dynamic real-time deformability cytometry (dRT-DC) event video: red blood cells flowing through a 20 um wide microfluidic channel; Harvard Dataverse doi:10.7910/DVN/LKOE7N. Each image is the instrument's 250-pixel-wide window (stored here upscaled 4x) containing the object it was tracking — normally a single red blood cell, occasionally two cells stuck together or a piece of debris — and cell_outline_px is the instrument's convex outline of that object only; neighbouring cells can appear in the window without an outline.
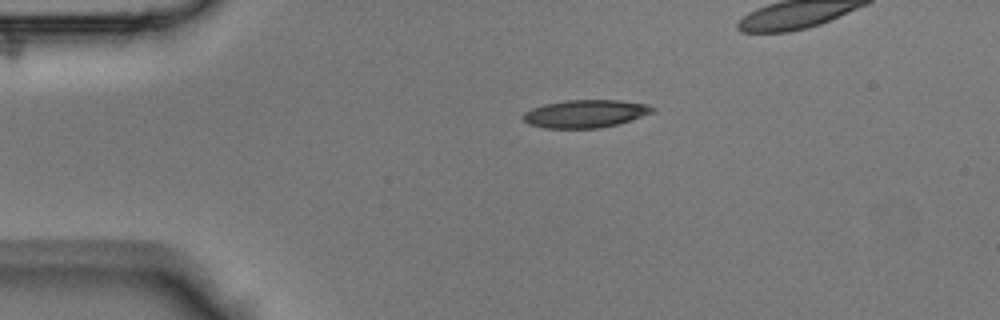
{"species": "Egyptian fruit bat (a non-hibernating species)", "species_latin": "Rousettus aegyptiacus", "temperature_condition": "room temperature", "stored_images_in_passage": 30, "camera_frame_rate_fps": 3000, "um_per_image_px": 0.085, "animal": {"sex": "male"}, "frame": {"image": 1, "passage_image": 1, "time_ms": 0.0, "image_size_px": [1000, 320], "cell_outline_px": [[656, 112], [620, 124], [600, 128], [544, 128], [528, 124], [524, 120], [524, 112], [532, 108], [544, 104], [564, 100], [620, 100], [644, 104], [656, 108]], "centroid_in_image_um": [49.79, 9.67], "position_along_channel_um": 35.2, "area_um2": 21.15}}
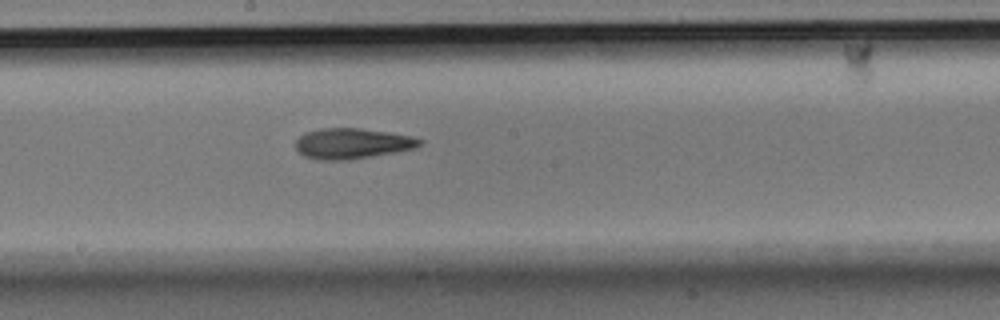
{"frame": {"image": 2, "passage_image": 15, "time_ms": 4.667, "image_size_px": [1000, 320], "cell_outline_px": [[424, 140], [416, 148], [396, 152], [348, 160], [320, 160], [304, 156], [296, 148], [296, 140], [304, 132], [320, 128], [360, 128], [412, 136]], "centroid_in_image_um": [29.93, 12.19], "position_along_channel_um": 218.3, "area_um2": 22.08}}
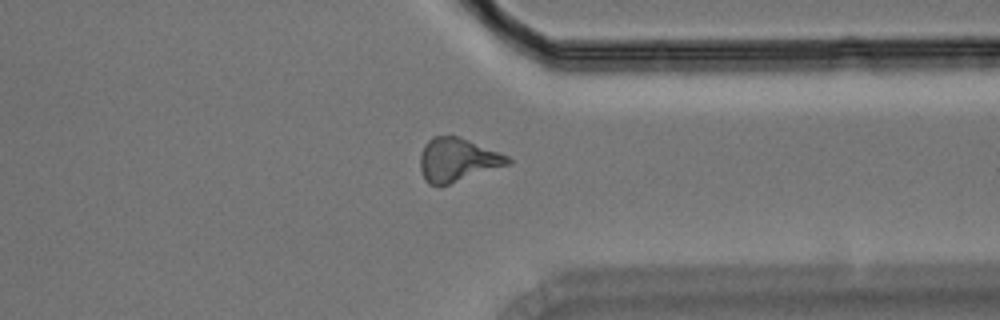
{"frame": {"image": 3, "passage_image": 25, "time_ms": 8.0, "image_size_px": [1000, 320], "cell_outline_px": [[512, 160], [508, 164], [448, 184], [428, 184], [420, 168], [420, 152], [424, 144], [432, 136], [460, 136], [508, 156]], "centroid_in_image_um": [38.84, 13.55], "position_along_channel_um": 372.6, "area_um2": 21.79}}